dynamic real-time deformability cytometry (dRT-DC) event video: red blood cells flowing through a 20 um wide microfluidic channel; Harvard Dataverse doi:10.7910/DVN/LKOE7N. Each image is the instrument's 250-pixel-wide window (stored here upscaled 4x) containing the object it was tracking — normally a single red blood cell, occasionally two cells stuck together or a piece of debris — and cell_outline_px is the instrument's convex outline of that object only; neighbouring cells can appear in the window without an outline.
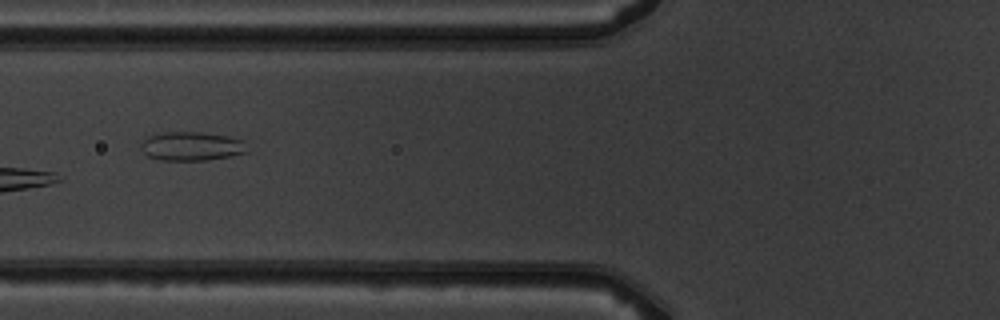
{"species": "common noctule bat (a hibernating species)", "species_latin": "Nyctalus noctula", "temperature_condition": "warm", "stored_images_in_passage": 7, "camera_frame_rate_fps": 3000, "um_per_image_px": 0.085, "animal": {"sex": "male", "body_mass_g": 19.5, "forearm_length_mm": 54.6}, "frame": {"image": 1, "passage_image": 6, "time_ms": 6.0, "image_size_px": [1000, 320], "cell_outline_px": [[248, 152], [232, 156], [208, 160], [160, 160], [148, 156], [140, 148], [140, 144], [144, 140], [152, 136], [164, 132], [200, 132], [228, 136], [244, 140]], "centroid_in_image_um": [16.32, 12.44], "position_along_channel_um": 109.5, "area_um2": 17.86}}